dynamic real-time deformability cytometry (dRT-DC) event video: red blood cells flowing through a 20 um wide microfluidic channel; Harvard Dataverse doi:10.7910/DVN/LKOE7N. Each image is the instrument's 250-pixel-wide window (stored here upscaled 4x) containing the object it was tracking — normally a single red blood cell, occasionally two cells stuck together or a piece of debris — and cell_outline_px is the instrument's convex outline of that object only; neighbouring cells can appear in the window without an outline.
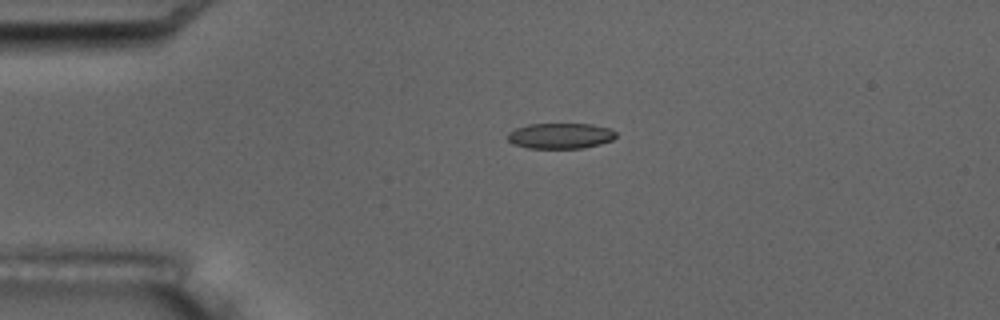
{"species": "common noctule bat (a hibernating species)", "species_latin": "Nyctalus noctula", "temperature_condition": "room temperature", "stored_images_in_passage": 5, "camera_frame_rate_fps": 3000, "um_per_image_px": 0.085, "animal": {"sex": "male", "body_mass_g": 17.5, "forearm_length_mm": 52.3}, "frame": {"image": 1, "passage_image": 4, "time_ms": 3.333, "image_size_px": [1000, 320], "cell_outline_px": [[616, 136], [612, 140], [600, 144], [580, 148], [528, 148], [512, 144], [508, 140], [508, 132], [516, 128], [528, 124], [592, 124], [612, 128], [616, 132]], "centroid_in_image_um": [47.64, 11.54], "position_along_channel_um": 37.4, "area_um2": 16.24}}